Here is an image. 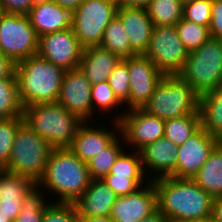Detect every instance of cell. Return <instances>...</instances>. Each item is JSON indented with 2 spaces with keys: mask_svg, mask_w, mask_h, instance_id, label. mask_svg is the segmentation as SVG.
Instances as JSON below:
<instances>
[{
  "mask_svg": "<svg viewBox=\"0 0 222 222\" xmlns=\"http://www.w3.org/2000/svg\"><path fill=\"white\" fill-rule=\"evenodd\" d=\"M117 197L103 179H91L89 187L73 205L78 217L107 216Z\"/></svg>",
  "mask_w": 222,
  "mask_h": 222,
  "instance_id": "obj_22",
  "label": "cell"
},
{
  "mask_svg": "<svg viewBox=\"0 0 222 222\" xmlns=\"http://www.w3.org/2000/svg\"><path fill=\"white\" fill-rule=\"evenodd\" d=\"M117 8L116 0H85L72 12L71 28L83 48L100 46Z\"/></svg>",
  "mask_w": 222,
  "mask_h": 222,
  "instance_id": "obj_8",
  "label": "cell"
},
{
  "mask_svg": "<svg viewBox=\"0 0 222 222\" xmlns=\"http://www.w3.org/2000/svg\"><path fill=\"white\" fill-rule=\"evenodd\" d=\"M182 3L188 2V1H192V0H180Z\"/></svg>",
  "mask_w": 222,
  "mask_h": 222,
  "instance_id": "obj_50",
  "label": "cell"
},
{
  "mask_svg": "<svg viewBox=\"0 0 222 222\" xmlns=\"http://www.w3.org/2000/svg\"><path fill=\"white\" fill-rule=\"evenodd\" d=\"M118 6L146 8L150 0H116Z\"/></svg>",
  "mask_w": 222,
  "mask_h": 222,
  "instance_id": "obj_44",
  "label": "cell"
},
{
  "mask_svg": "<svg viewBox=\"0 0 222 222\" xmlns=\"http://www.w3.org/2000/svg\"><path fill=\"white\" fill-rule=\"evenodd\" d=\"M122 58L101 46H90L83 49L79 70L93 85L107 81L109 75Z\"/></svg>",
  "mask_w": 222,
  "mask_h": 222,
  "instance_id": "obj_23",
  "label": "cell"
},
{
  "mask_svg": "<svg viewBox=\"0 0 222 222\" xmlns=\"http://www.w3.org/2000/svg\"><path fill=\"white\" fill-rule=\"evenodd\" d=\"M91 101H92V116L95 117V112L109 113L121 108L122 103L117 99L112 88L107 81L93 84L91 86ZM99 108L96 110V107ZM118 107V108H117ZM95 111V112H94Z\"/></svg>",
  "mask_w": 222,
  "mask_h": 222,
  "instance_id": "obj_35",
  "label": "cell"
},
{
  "mask_svg": "<svg viewBox=\"0 0 222 222\" xmlns=\"http://www.w3.org/2000/svg\"><path fill=\"white\" fill-rule=\"evenodd\" d=\"M183 7L180 0H150L146 11L153 26H175L182 19Z\"/></svg>",
  "mask_w": 222,
  "mask_h": 222,
  "instance_id": "obj_28",
  "label": "cell"
},
{
  "mask_svg": "<svg viewBox=\"0 0 222 222\" xmlns=\"http://www.w3.org/2000/svg\"><path fill=\"white\" fill-rule=\"evenodd\" d=\"M23 117L19 100L17 77L0 79V119Z\"/></svg>",
  "mask_w": 222,
  "mask_h": 222,
  "instance_id": "obj_30",
  "label": "cell"
},
{
  "mask_svg": "<svg viewBox=\"0 0 222 222\" xmlns=\"http://www.w3.org/2000/svg\"><path fill=\"white\" fill-rule=\"evenodd\" d=\"M116 115L111 120L119 122L125 145L136 151L164 137L165 121L149 115L143 109L125 110L123 114L121 111L120 115Z\"/></svg>",
  "mask_w": 222,
  "mask_h": 222,
  "instance_id": "obj_11",
  "label": "cell"
},
{
  "mask_svg": "<svg viewBox=\"0 0 222 222\" xmlns=\"http://www.w3.org/2000/svg\"><path fill=\"white\" fill-rule=\"evenodd\" d=\"M36 186L37 184L26 176L0 169V215L14 221L22 209L24 197Z\"/></svg>",
  "mask_w": 222,
  "mask_h": 222,
  "instance_id": "obj_19",
  "label": "cell"
},
{
  "mask_svg": "<svg viewBox=\"0 0 222 222\" xmlns=\"http://www.w3.org/2000/svg\"><path fill=\"white\" fill-rule=\"evenodd\" d=\"M163 75H178L184 67L188 51L179 39L176 26H154L144 54Z\"/></svg>",
  "mask_w": 222,
  "mask_h": 222,
  "instance_id": "obj_10",
  "label": "cell"
},
{
  "mask_svg": "<svg viewBox=\"0 0 222 222\" xmlns=\"http://www.w3.org/2000/svg\"><path fill=\"white\" fill-rule=\"evenodd\" d=\"M111 121H113L112 124L115 127L114 129L111 128V130L108 126L105 128L100 126L95 127L93 124L89 126V121L83 122L78 127L76 135L68 148L82 161H89L103 148L108 146L118 136V133H120L119 122Z\"/></svg>",
  "mask_w": 222,
  "mask_h": 222,
  "instance_id": "obj_17",
  "label": "cell"
},
{
  "mask_svg": "<svg viewBox=\"0 0 222 222\" xmlns=\"http://www.w3.org/2000/svg\"><path fill=\"white\" fill-rule=\"evenodd\" d=\"M103 180L115 192L117 196L132 194L136 192L139 188L150 182V180L145 181V179L113 178L112 174H107L103 178Z\"/></svg>",
  "mask_w": 222,
  "mask_h": 222,
  "instance_id": "obj_39",
  "label": "cell"
},
{
  "mask_svg": "<svg viewBox=\"0 0 222 222\" xmlns=\"http://www.w3.org/2000/svg\"><path fill=\"white\" fill-rule=\"evenodd\" d=\"M100 46L122 59L137 55L130 46L128 36L120 19L115 16L104 30Z\"/></svg>",
  "mask_w": 222,
  "mask_h": 222,
  "instance_id": "obj_27",
  "label": "cell"
},
{
  "mask_svg": "<svg viewBox=\"0 0 222 222\" xmlns=\"http://www.w3.org/2000/svg\"><path fill=\"white\" fill-rule=\"evenodd\" d=\"M23 123V117L0 119V169H3L7 165L16 132Z\"/></svg>",
  "mask_w": 222,
  "mask_h": 222,
  "instance_id": "obj_34",
  "label": "cell"
},
{
  "mask_svg": "<svg viewBox=\"0 0 222 222\" xmlns=\"http://www.w3.org/2000/svg\"><path fill=\"white\" fill-rule=\"evenodd\" d=\"M52 149L44 138L23 123L16 132L10 159L3 169L26 176L37 184Z\"/></svg>",
  "mask_w": 222,
  "mask_h": 222,
  "instance_id": "obj_7",
  "label": "cell"
},
{
  "mask_svg": "<svg viewBox=\"0 0 222 222\" xmlns=\"http://www.w3.org/2000/svg\"><path fill=\"white\" fill-rule=\"evenodd\" d=\"M130 75L129 110L143 109L164 76L144 54L127 58Z\"/></svg>",
  "mask_w": 222,
  "mask_h": 222,
  "instance_id": "obj_13",
  "label": "cell"
},
{
  "mask_svg": "<svg viewBox=\"0 0 222 222\" xmlns=\"http://www.w3.org/2000/svg\"><path fill=\"white\" fill-rule=\"evenodd\" d=\"M157 210V192L150 181L132 194L118 196L109 216L114 222H140Z\"/></svg>",
  "mask_w": 222,
  "mask_h": 222,
  "instance_id": "obj_16",
  "label": "cell"
},
{
  "mask_svg": "<svg viewBox=\"0 0 222 222\" xmlns=\"http://www.w3.org/2000/svg\"><path fill=\"white\" fill-rule=\"evenodd\" d=\"M211 219L213 222H222V197L213 199Z\"/></svg>",
  "mask_w": 222,
  "mask_h": 222,
  "instance_id": "obj_43",
  "label": "cell"
},
{
  "mask_svg": "<svg viewBox=\"0 0 222 222\" xmlns=\"http://www.w3.org/2000/svg\"><path fill=\"white\" fill-rule=\"evenodd\" d=\"M117 99L129 110L130 75L127 58L122 59L107 80ZM127 106V107H126Z\"/></svg>",
  "mask_w": 222,
  "mask_h": 222,
  "instance_id": "obj_36",
  "label": "cell"
},
{
  "mask_svg": "<svg viewBox=\"0 0 222 222\" xmlns=\"http://www.w3.org/2000/svg\"><path fill=\"white\" fill-rule=\"evenodd\" d=\"M43 194L38 186L29 192L24 197L22 209L13 222H42L45 209L52 203L50 197H45Z\"/></svg>",
  "mask_w": 222,
  "mask_h": 222,
  "instance_id": "obj_32",
  "label": "cell"
},
{
  "mask_svg": "<svg viewBox=\"0 0 222 222\" xmlns=\"http://www.w3.org/2000/svg\"><path fill=\"white\" fill-rule=\"evenodd\" d=\"M83 47L72 28L39 37L37 55L65 71L79 68Z\"/></svg>",
  "mask_w": 222,
  "mask_h": 222,
  "instance_id": "obj_12",
  "label": "cell"
},
{
  "mask_svg": "<svg viewBox=\"0 0 222 222\" xmlns=\"http://www.w3.org/2000/svg\"><path fill=\"white\" fill-rule=\"evenodd\" d=\"M140 222H171L166 218L159 210H157L152 215L142 219Z\"/></svg>",
  "mask_w": 222,
  "mask_h": 222,
  "instance_id": "obj_46",
  "label": "cell"
},
{
  "mask_svg": "<svg viewBox=\"0 0 222 222\" xmlns=\"http://www.w3.org/2000/svg\"><path fill=\"white\" fill-rule=\"evenodd\" d=\"M34 3V0H0L3 13L20 15H27Z\"/></svg>",
  "mask_w": 222,
  "mask_h": 222,
  "instance_id": "obj_40",
  "label": "cell"
},
{
  "mask_svg": "<svg viewBox=\"0 0 222 222\" xmlns=\"http://www.w3.org/2000/svg\"><path fill=\"white\" fill-rule=\"evenodd\" d=\"M79 222H114L109 215L96 217H78Z\"/></svg>",
  "mask_w": 222,
  "mask_h": 222,
  "instance_id": "obj_47",
  "label": "cell"
},
{
  "mask_svg": "<svg viewBox=\"0 0 222 222\" xmlns=\"http://www.w3.org/2000/svg\"><path fill=\"white\" fill-rule=\"evenodd\" d=\"M24 123L44 138L52 148H68L83 121L58 102L23 108Z\"/></svg>",
  "mask_w": 222,
  "mask_h": 222,
  "instance_id": "obj_4",
  "label": "cell"
},
{
  "mask_svg": "<svg viewBox=\"0 0 222 222\" xmlns=\"http://www.w3.org/2000/svg\"><path fill=\"white\" fill-rule=\"evenodd\" d=\"M218 144V139L200 127L178 146L175 178H193Z\"/></svg>",
  "mask_w": 222,
  "mask_h": 222,
  "instance_id": "obj_14",
  "label": "cell"
},
{
  "mask_svg": "<svg viewBox=\"0 0 222 222\" xmlns=\"http://www.w3.org/2000/svg\"><path fill=\"white\" fill-rule=\"evenodd\" d=\"M65 72L38 55L16 63L15 74L22 107L57 102Z\"/></svg>",
  "mask_w": 222,
  "mask_h": 222,
  "instance_id": "obj_3",
  "label": "cell"
},
{
  "mask_svg": "<svg viewBox=\"0 0 222 222\" xmlns=\"http://www.w3.org/2000/svg\"><path fill=\"white\" fill-rule=\"evenodd\" d=\"M35 2L47 1V0H34Z\"/></svg>",
  "mask_w": 222,
  "mask_h": 222,
  "instance_id": "obj_51",
  "label": "cell"
},
{
  "mask_svg": "<svg viewBox=\"0 0 222 222\" xmlns=\"http://www.w3.org/2000/svg\"><path fill=\"white\" fill-rule=\"evenodd\" d=\"M42 222H79L73 203H51L43 214Z\"/></svg>",
  "mask_w": 222,
  "mask_h": 222,
  "instance_id": "obj_38",
  "label": "cell"
},
{
  "mask_svg": "<svg viewBox=\"0 0 222 222\" xmlns=\"http://www.w3.org/2000/svg\"><path fill=\"white\" fill-rule=\"evenodd\" d=\"M191 179L213 198L222 197V145L220 143Z\"/></svg>",
  "mask_w": 222,
  "mask_h": 222,
  "instance_id": "obj_25",
  "label": "cell"
},
{
  "mask_svg": "<svg viewBox=\"0 0 222 222\" xmlns=\"http://www.w3.org/2000/svg\"><path fill=\"white\" fill-rule=\"evenodd\" d=\"M0 222H13L9 217H5L3 215H0Z\"/></svg>",
  "mask_w": 222,
  "mask_h": 222,
  "instance_id": "obj_48",
  "label": "cell"
},
{
  "mask_svg": "<svg viewBox=\"0 0 222 222\" xmlns=\"http://www.w3.org/2000/svg\"><path fill=\"white\" fill-rule=\"evenodd\" d=\"M178 75L199 96L222 84V39L210 37L201 47L188 52Z\"/></svg>",
  "mask_w": 222,
  "mask_h": 222,
  "instance_id": "obj_6",
  "label": "cell"
},
{
  "mask_svg": "<svg viewBox=\"0 0 222 222\" xmlns=\"http://www.w3.org/2000/svg\"><path fill=\"white\" fill-rule=\"evenodd\" d=\"M90 181L87 162L69 148H53L37 186L55 194L54 198L58 197L53 203H74L89 187Z\"/></svg>",
  "mask_w": 222,
  "mask_h": 222,
  "instance_id": "obj_2",
  "label": "cell"
},
{
  "mask_svg": "<svg viewBox=\"0 0 222 222\" xmlns=\"http://www.w3.org/2000/svg\"><path fill=\"white\" fill-rule=\"evenodd\" d=\"M152 182L157 192L158 210L171 222L211 217L214 198L192 179L168 176Z\"/></svg>",
  "mask_w": 222,
  "mask_h": 222,
  "instance_id": "obj_1",
  "label": "cell"
},
{
  "mask_svg": "<svg viewBox=\"0 0 222 222\" xmlns=\"http://www.w3.org/2000/svg\"><path fill=\"white\" fill-rule=\"evenodd\" d=\"M162 120L199 113V95L179 75H164L143 108Z\"/></svg>",
  "mask_w": 222,
  "mask_h": 222,
  "instance_id": "obj_5",
  "label": "cell"
},
{
  "mask_svg": "<svg viewBox=\"0 0 222 222\" xmlns=\"http://www.w3.org/2000/svg\"><path fill=\"white\" fill-rule=\"evenodd\" d=\"M213 0H192L184 3L182 18L209 27Z\"/></svg>",
  "mask_w": 222,
  "mask_h": 222,
  "instance_id": "obj_37",
  "label": "cell"
},
{
  "mask_svg": "<svg viewBox=\"0 0 222 222\" xmlns=\"http://www.w3.org/2000/svg\"><path fill=\"white\" fill-rule=\"evenodd\" d=\"M201 127L214 138H222V84L199 96Z\"/></svg>",
  "mask_w": 222,
  "mask_h": 222,
  "instance_id": "obj_24",
  "label": "cell"
},
{
  "mask_svg": "<svg viewBox=\"0 0 222 222\" xmlns=\"http://www.w3.org/2000/svg\"><path fill=\"white\" fill-rule=\"evenodd\" d=\"M91 86L81 70L66 71L57 102L83 122L93 120Z\"/></svg>",
  "mask_w": 222,
  "mask_h": 222,
  "instance_id": "obj_15",
  "label": "cell"
},
{
  "mask_svg": "<svg viewBox=\"0 0 222 222\" xmlns=\"http://www.w3.org/2000/svg\"><path fill=\"white\" fill-rule=\"evenodd\" d=\"M59 6L69 9L73 12L85 0H53Z\"/></svg>",
  "mask_w": 222,
  "mask_h": 222,
  "instance_id": "obj_45",
  "label": "cell"
},
{
  "mask_svg": "<svg viewBox=\"0 0 222 222\" xmlns=\"http://www.w3.org/2000/svg\"><path fill=\"white\" fill-rule=\"evenodd\" d=\"M132 152L126 153L124 150L112 165L109 174H112L113 178L148 180L149 177L144 173L139 151L132 149Z\"/></svg>",
  "mask_w": 222,
  "mask_h": 222,
  "instance_id": "obj_31",
  "label": "cell"
},
{
  "mask_svg": "<svg viewBox=\"0 0 222 222\" xmlns=\"http://www.w3.org/2000/svg\"><path fill=\"white\" fill-rule=\"evenodd\" d=\"M27 16L38 37L71 28L72 12L53 0L35 2Z\"/></svg>",
  "mask_w": 222,
  "mask_h": 222,
  "instance_id": "obj_21",
  "label": "cell"
},
{
  "mask_svg": "<svg viewBox=\"0 0 222 222\" xmlns=\"http://www.w3.org/2000/svg\"><path fill=\"white\" fill-rule=\"evenodd\" d=\"M184 222H213L211 217L203 220H193V221H184Z\"/></svg>",
  "mask_w": 222,
  "mask_h": 222,
  "instance_id": "obj_49",
  "label": "cell"
},
{
  "mask_svg": "<svg viewBox=\"0 0 222 222\" xmlns=\"http://www.w3.org/2000/svg\"><path fill=\"white\" fill-rule=\"evenodd\" d=\"M123 146H125V141L122 134L119 133V136H117L108 146L87 161L90 178L103 179L109 174L116 159L126 149Z\"/></svg>",
  "mask_w": 222,
  "mask_h": 222,
  "instance_id": "obj_26",
  "label": "cell"
},
{
  "mask_svg": "<svg viewBox=\"0 0 222 222\" xmlns=\"http://www.w3.org/2000/svg\"><path fill=\"white\" fill-rule=\"evenodd\" d=\"M209 33L212 38L222 39V0H213Z\"/></svg>",
  "mask_w": 222,
  "mask_h": 222,
  "instance_id": "obj_41",
  "label": "cell"
},
{
  "mask_svg": "<svg viewBox=\"0 0 222 222\" xmlns=\"http://www.w3.org/2000/svg\"><path fill=\"white\" fill-rule=\"evenodd\" d=\"M175 26L179 39L188 52L198 49L211 37L209 27L183 18Z\"/></svg>",
  "mask_w": 222,
  "mask_h": 222,
  "instance_id": "obj_33",
  "label": "cell"
},
{
  "mask_svg": "<svg viewBox=\"0 0 222 222\" xmlns=\"http://www.w3.org/2000/svg\"><path fill=\"white\" fill-rule=\"evenodd\" d=\"M116 16L123 24L131 49L137 55L145 54L154 27L146 8L118 6Z\"/></svg>",
  "mask_w": 222,
  "mask_h": 222,
  "instance_id": "obj_20",
  "label": "cell"
},
{
  "mask_svg": "<svg viewBox=\"0 0 222 222\" xmlns=\"http://www.w3.org/2000/svg\"><path fill=\"white\" fill-rule=\"evenodd\" d=\"M201 127L200 114H189L165 120L164 138L171 140L177 147Z\"/></svg>",
  "mask_w": 222,
  "mask_h": 222,
  "instance_id": "obj_29",
  "label": "cell"
},
{
  "mask_svg": "<svg viewBox=\"0 0 222 222\" xmlns=\"http://www.w3.org/2000/svg\"><path fill=\"white\" fill-rule=\"evenodd\" d=\"M177 149L171 140L163 137L139 150L144 173H153L150 181L168 176L175 177Z\"/></svg>",
  "mask_w": 222,
  "mask_h": 222,
  "instance_id": "obj_18",
  "label": "cell"
},
{
  "mask_svg": "<svg viewBox=\"0 0 222 222\" xmlns=\"http://www.w3.org/2000/svg\"><path fill=\"white\" fill-rule=\"evenodd\" d=\"M16 64L0 52V79L16 77Z\"/></svg>",
  "mask_w": 222,
  "mask_h": 222,
  "instance_id": "obj_42",
  "label": "cell"
},
{
  "mask_svg": "<svg viewBox=\"0 0 222 222\" xmlns=\"http://www.w3.org/2000/svg\"><path fill=\"white\" fill-rule=\"evenodd\" d=\"M38 42L27 15L0 14V52L15 64L37 55Z\"/></svg>",
  "mask_w": 222,
  "mask_h": 222,
  "instance_id": "obj_9",
  "label": "cell"
}]
</instances>
